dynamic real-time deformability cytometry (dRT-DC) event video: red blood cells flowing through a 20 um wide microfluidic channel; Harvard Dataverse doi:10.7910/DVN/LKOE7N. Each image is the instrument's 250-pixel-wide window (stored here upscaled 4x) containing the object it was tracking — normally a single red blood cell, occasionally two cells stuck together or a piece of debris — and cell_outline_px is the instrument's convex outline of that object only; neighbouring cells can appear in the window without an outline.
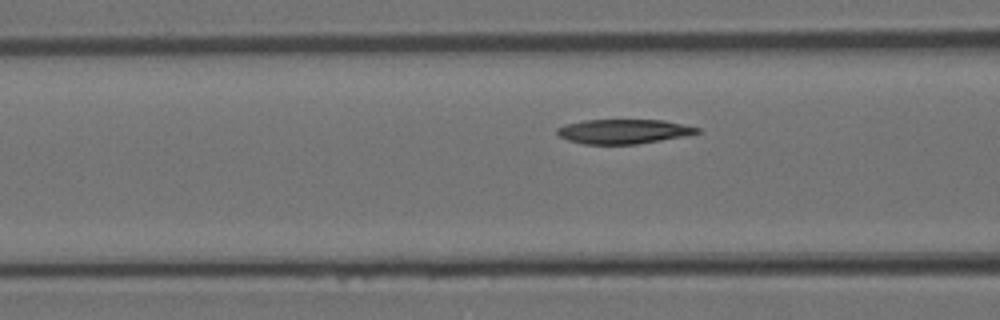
{"species": "Egyptian fruit bat (a non-hibernating species)", "species_latin": "Rousettus aegyptiacus", "temperature_condition": "room temperature", "stored_images_in_passage": 4, "camera_frame_rate_fps": 3000, "um_per_image_px": 0.085, "animal": {"sex": "female"}, "frame": {"image": 1, "passage_image": 4, "time_ms": 1.0, "image_size_px": [1000, 320], "cell_outline_px": [[700, 132], [688, 136], [636, 144], [584, 144], [568, 140], [560, 136], [556, 132], [556, 128], [564, 124], [584, 120], [664, 120], [700, 128]], "centroid_in_image_um": [53.0, 11.17], "position_along_channel_um": 113.6, "area_um2": 20.06}}